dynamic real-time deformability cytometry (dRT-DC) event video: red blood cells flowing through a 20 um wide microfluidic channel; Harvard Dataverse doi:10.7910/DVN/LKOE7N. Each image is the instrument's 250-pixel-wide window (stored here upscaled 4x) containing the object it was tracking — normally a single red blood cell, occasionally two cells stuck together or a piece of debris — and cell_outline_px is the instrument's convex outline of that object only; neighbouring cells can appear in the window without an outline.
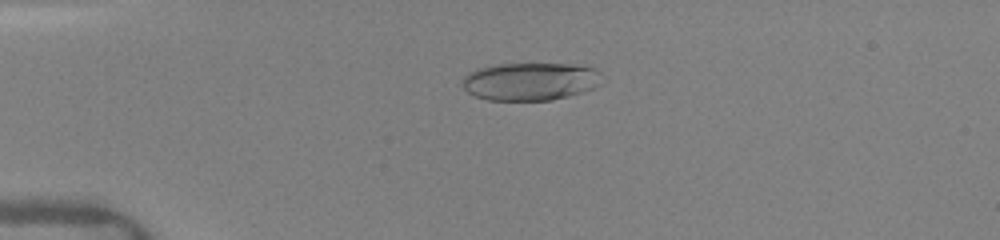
{"species": "human", "species_latin": "Homo sapiens", "temperature_condition": "warm", "stored_images_in_passage": 6, "camera_frame_rate_fps": 3000, "um_per_image_px": 0.085, "donor": {"sex": "female"}, "frame": {"image": 1, "passage_image": 2, "time_ms": 0.667, "image_size_px": [1000, 240], "cell_outline_px": [[608, 80], [596, 88], [568, 96], [552, 100], [488, 100], [476, 96], [468, 92], [460, 84], [460, 80], [468, 72], [476, 68], [496, 64], [568, 64], [596, 68]], "centroid_in_image_um": [45.12, 6.92], "position_along_channel_um": 39.9, "area_um2": 31.44}}
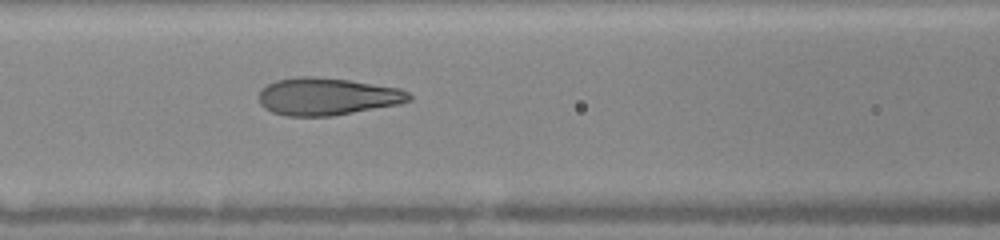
{"frame": {"image": 2, "passage_image": 6, "time_ms": 4.0, "image_size_px": [1000, 240], "cell_outline_px": [[412, 100], [400, 104], [332, 116], [284, 116], [272, 112], [264, 108], [260, 104], [260, 92], [268, 84], [276, 80], [296, 76], [316, 76], [348, 80], [400, 88], [408, 92], [412, 96]], "centroid_in_image_um": [27.82, 8.2], "position_along_channel_um": 138.8, "area_um2": 32.83}}